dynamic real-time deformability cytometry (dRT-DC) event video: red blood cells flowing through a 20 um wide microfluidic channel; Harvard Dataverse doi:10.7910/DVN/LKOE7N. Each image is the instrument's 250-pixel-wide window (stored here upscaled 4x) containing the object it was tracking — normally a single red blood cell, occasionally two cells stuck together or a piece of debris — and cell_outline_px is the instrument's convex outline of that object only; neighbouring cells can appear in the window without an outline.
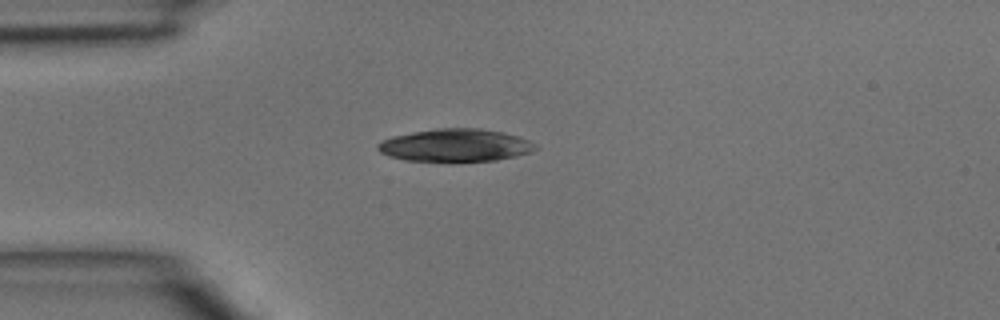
{"species": "common noctule bat (a hibernating species)", "species_latin": "Nyctalus noctula", "temperature_condition": "room temperature", "stored_images_in_passage": 1, "camera_frame_rate_fps": 3000, "um_per_image_px": 0.085, "animal": {"sex": "male", "body_mass_g": 15.6}, "frame": {"image": 1, "passage_image": 1, "time_ms": 0.0, "image_size_px": [1000, 320], "cell_outline_px": [[536, 148], [532, 152], [516, 156], [496, 160], [404, 160], [388, 156], [380, 152], [376, 148], [376, 144], [380, 140], [392, 136], [436, 128], [480, 128], [500, 132], [516, 136], [528, 140], [536, 144]], "centroid_in_image_um": [38.66, 12.33], "position_along_channel_um": 46.3, "area_um2": 29.65}}